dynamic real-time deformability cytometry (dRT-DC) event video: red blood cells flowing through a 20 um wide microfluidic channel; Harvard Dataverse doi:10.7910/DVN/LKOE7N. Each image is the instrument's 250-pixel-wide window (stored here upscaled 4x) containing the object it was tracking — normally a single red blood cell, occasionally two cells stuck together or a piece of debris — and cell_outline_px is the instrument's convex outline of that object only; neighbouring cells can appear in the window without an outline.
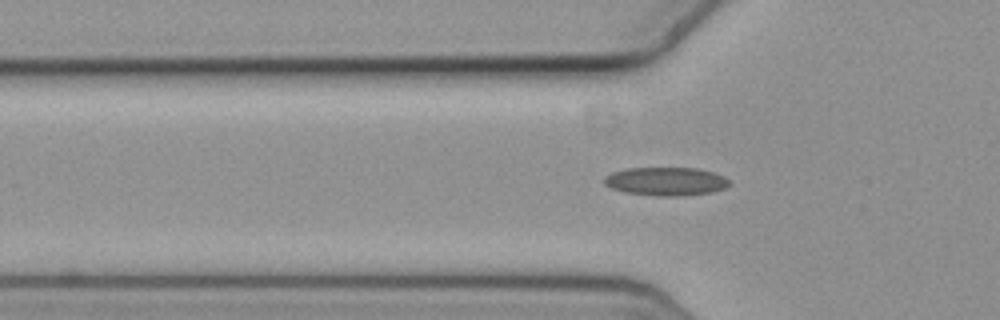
{"species": "common noctule bat (a hibernating species)", "species_latin": "Nyctalus noctula", "temperature_condition": "cold", "stored_images_in_passage": 42, "camera_frame_rate_fps": 3000, "um_per_image_px": 0.085, "animal": {"sex": "female", "body_mass_g": 19.3, "forearm_length_mm": 54.1}, "frame": {"image": 1, "passage_image": 6, "time_ms": 1.667, "image_size_px": [1000, 320], "cell_outline_px": [[732, 184], [724, 188], [712, 192], [684, 196], [656, 196], [624, 192], [612, 188], [604, 184], [604, 176], [612, 172], [628, 168], [696, 168], [712, 172], [724, 176]], "centroid_in_image_um": [56.6, 15.42], "position_along_channel_um": 69.2, "area_um2": 20.81}}
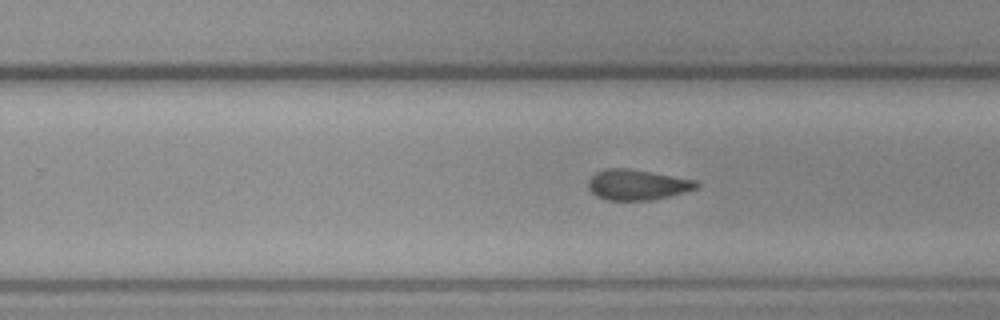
{"frame": {"image": 2, "passage_image": 23, "time_ms": 7.333, "image_size_px": [1000, 320], "cell_outline_px": [[700, 184], [696, 188], [684, 192], [652, 200], [604, 200], [596, 196], [588, 188], [588, 180], [596, 172], [604, 168], [628, 168], [696, 180]], "centroid_in_image_um": [54.13, 15.7], "position_along_channel_um": 275.7, "area_um2": 19.19}}
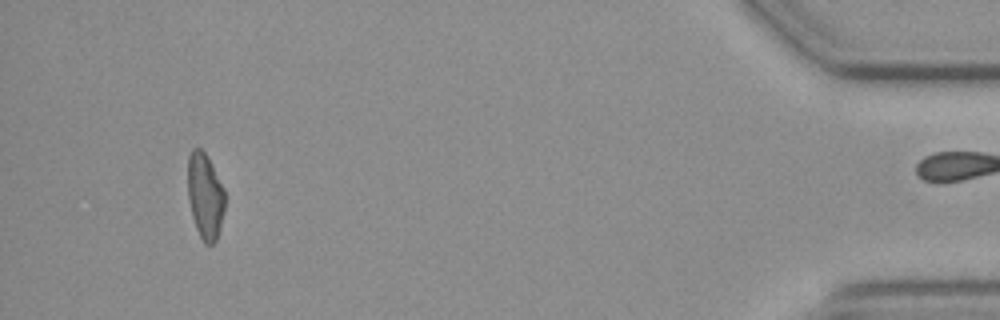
{"frame": {"image": 3, "passage_image": 41, "time_ms": 13.333, "image_size_px": [1000, 320], "cell_outline_px": [[224, 212], [220, 228], [216, 240], [212, 244], [204, 244], [196, 228], [192, 216], [188, 200], [188, 156], [192, 148], [200, 148], [204, 152], [212, 164], [224, 188]], "centroid_in_image_um": [17.43, 16.66], "position_along_channel_um": 417.8, "area_um2": 18.61}, "authors_computed_cell_mechanics": {"area_um2": 19.2474, "velocity_mm_per_s": 3.6485, "shape_relaxation_time_tau1_ms": null, "shape_relaxation_time_tau2_ms": 4.0996, "deformation_change_tau1": null, "deformation_change_tau2": 0.1211}}